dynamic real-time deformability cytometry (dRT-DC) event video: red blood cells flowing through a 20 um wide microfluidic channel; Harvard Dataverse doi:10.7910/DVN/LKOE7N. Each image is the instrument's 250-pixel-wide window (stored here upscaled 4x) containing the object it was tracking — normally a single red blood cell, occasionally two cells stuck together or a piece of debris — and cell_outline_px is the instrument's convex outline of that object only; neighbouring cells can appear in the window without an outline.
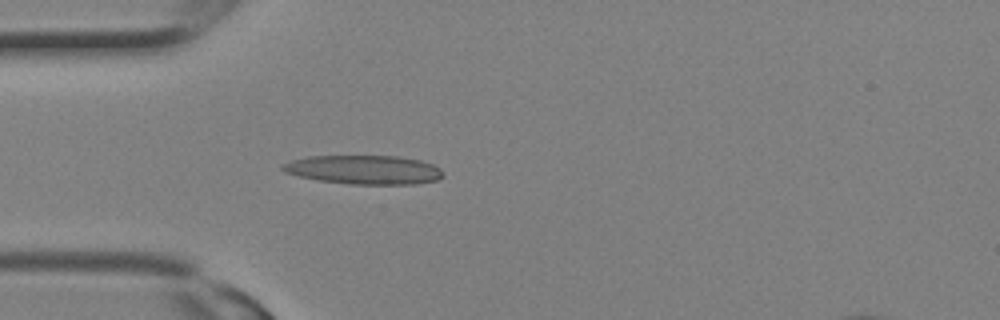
{"species": "Egyptian fruit bat (a non-hibernating species)", "species_latin": "Rousettus aegyptiacus", "temperature_condition": "room temperature", "stored_images_in_passage": 4, "camera_frame_rate_fps": 3000, "um_per_image_px": 0.085, "animal": {"sex": "female"}, "frame": {"image": 1, "passage_image": 2, "time_ms": 0.333, "image_size_px": [1000, 320], "cell_outline_px": [[444, 176], [440, 180], [416, 184], [352, 184], [320, 180], [300, 176], [284, 172], [280, 168], [280, 164], [292, 160], [308, 156], [396, 156], [420, 160], [432, 164], [440, 168]], "centroid_in_image_um": [30.96, 14.42], "position_along_channel_um": 54.0, "area_um2": 27.11}}
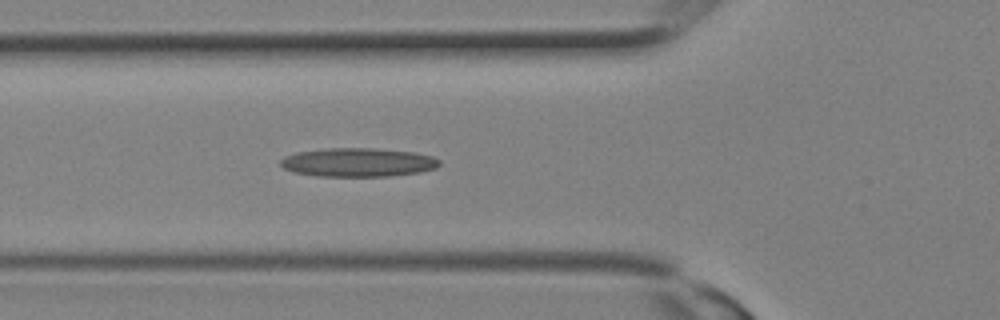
{"frame": {"image": 2, "passage_image": 4, "time_ms": 1.0, "image_size_px": [1000, 320], "cell_outline_px": [[440, 164], [436, 168], [420, 172], [388, 176], [316, 176], [296, 172], [284, 168], [280, 164], [280, 160], [284, 156], [296, 152], [328, 148], [372, 148], [416, 152], [432, 156], [440, 160]], "centroid_in_image_um": [30.44, 13.79], "position_along_channel_um": 95.4, "area_um2": 26.65}}